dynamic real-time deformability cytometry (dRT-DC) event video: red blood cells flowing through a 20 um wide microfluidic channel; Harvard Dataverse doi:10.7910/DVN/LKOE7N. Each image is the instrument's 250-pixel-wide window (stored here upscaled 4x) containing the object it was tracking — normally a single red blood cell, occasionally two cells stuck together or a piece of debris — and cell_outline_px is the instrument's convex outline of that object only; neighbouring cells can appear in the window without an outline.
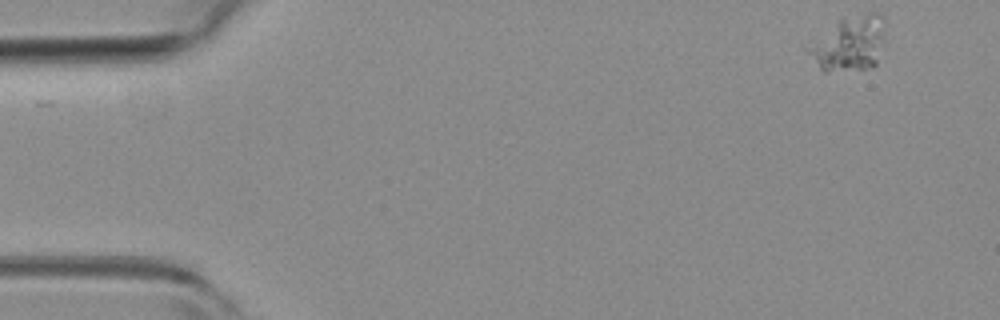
{"species": "common noctule bat (a hibernating species)", "species_latin": "Nyctalus noctula", "temperature_condition": "room temperature", "stored_images_in_passage": 2, "camera_frame_rate_fps": 3000, "um_per_image_px": 0.085, "animal": {"sex": "female", "body_mass_g": 19.3, "forearm_length_mm": 54.1}, "frame": {"image": 1, "passage_image": 2, "time_ms": 0.333, "image_size_px": [1000, 320], "cell_outline_px": [[884, 44], [876, 64], [872, 68], [828, 72], [824, 72], [820, 68], [804, 48], [840, 16], [868, 12], [880, 12], [884, 16]], "centroid_in_image_um": [72.2, 3.65], "position_along_channel_um": 12.8, "area_um2": 25.49}}